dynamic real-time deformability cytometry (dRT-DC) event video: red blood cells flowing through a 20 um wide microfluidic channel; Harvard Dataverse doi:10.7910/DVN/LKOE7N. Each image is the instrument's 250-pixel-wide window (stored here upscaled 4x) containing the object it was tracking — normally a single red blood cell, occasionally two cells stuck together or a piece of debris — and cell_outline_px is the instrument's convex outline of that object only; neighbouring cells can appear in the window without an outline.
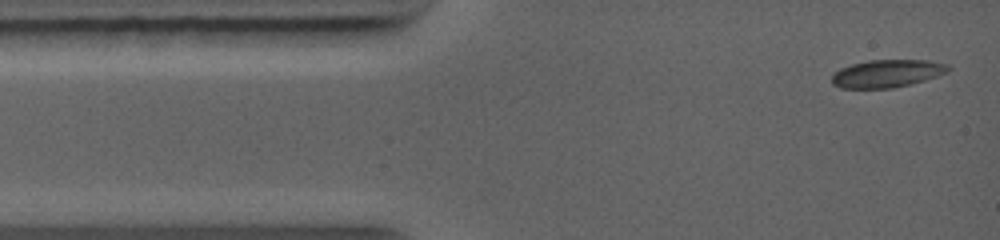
{"species": "common noctule bat (a hibernating species)", "species_latin": "Nyctalus noctula", "temperature_condition": "warm", "stored_images_in_passage": 7, "camera_frame_rate_fps": 5000, "um_per_image_px": 0.085, "animal": {"sex": "female", "body_mass_g": 19.0, "forearm_length_mm": 56.7}, "frame": {"image": 1, "passage_image": 1, "time_ms": 0.0, "image_size_px": [1000, 240], "cell_outline_px": [[952, 68], [948, 72], [912, 84], [892, 88], [840, 88], [832, 84], [832, 72], [840, 68], [852, 64], [868, 60], [928, 60], [948, 64]], "centroid_in_image_um": [75.39, 6.24], "position_along_channel_um": 9.6, "area_um2": 18.96}}
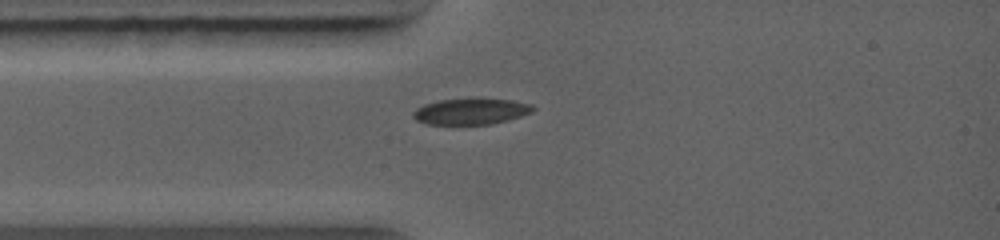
{"frame": {"image": 2, "passage_image": 7, "time_ms": 2.0, "image_size_px": [1000, 240], "cell_outline_px": [[536, 108], [532, 112], [520, 116], [492, 124], [428, 124], [416, 120], [412, 116], [412, 112], [416, 108], [424, 104], [440, 100], [476, 96], [512, 100], [532, 104]], "centroid_in_image_um": [40.04, 9.43], "position_along_channel_um": 45.0, "area_um2": 18.79}}